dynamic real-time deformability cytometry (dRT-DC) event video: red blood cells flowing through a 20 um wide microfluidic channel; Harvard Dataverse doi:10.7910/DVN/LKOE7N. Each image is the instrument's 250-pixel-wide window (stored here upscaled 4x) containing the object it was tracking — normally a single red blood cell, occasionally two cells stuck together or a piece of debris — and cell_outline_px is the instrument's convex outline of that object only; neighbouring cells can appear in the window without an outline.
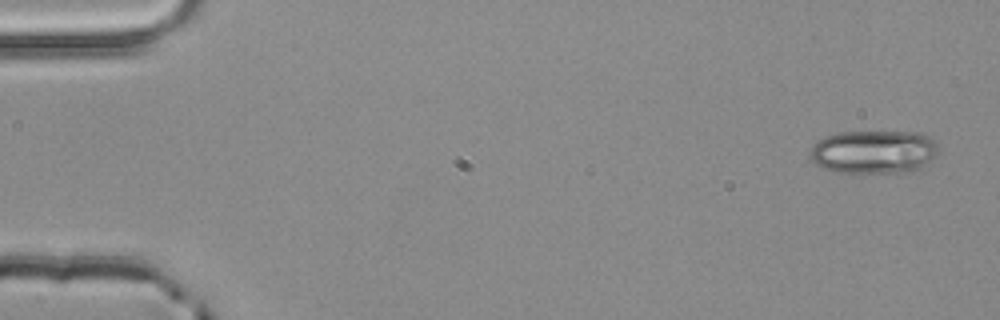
{"species": "common noctule bat (a hibernating species)", "species_latin": "Nyctalus noctula", "temperature_condition": "room temperature", "stored_images_in_passage": 4, "segment_of_instrument_passage": [1, 2], "camera_frame_rate_fps": 3000, "um_per_image_px": 0.085, "animal": {"sex": "male", "body_mass_g": 20.4}, "frame": {"image": 1, "passage_image": 1, "time_ms": 0.0, "image_size_px": [1000, 320], "cell_outline_px": [[936, 156], [924, 168], [912, 172], [836, 172], [824, 168], [816, 164], [812, 160], [812, 144], [816, 140], [824, 136], [836, 132], [920, 132], [932, 136], [936, 140]], "centroid_in_image_um": [74.32, 12.9], "position_along_channel_um": 10.7, "area_um2": 32.83}}